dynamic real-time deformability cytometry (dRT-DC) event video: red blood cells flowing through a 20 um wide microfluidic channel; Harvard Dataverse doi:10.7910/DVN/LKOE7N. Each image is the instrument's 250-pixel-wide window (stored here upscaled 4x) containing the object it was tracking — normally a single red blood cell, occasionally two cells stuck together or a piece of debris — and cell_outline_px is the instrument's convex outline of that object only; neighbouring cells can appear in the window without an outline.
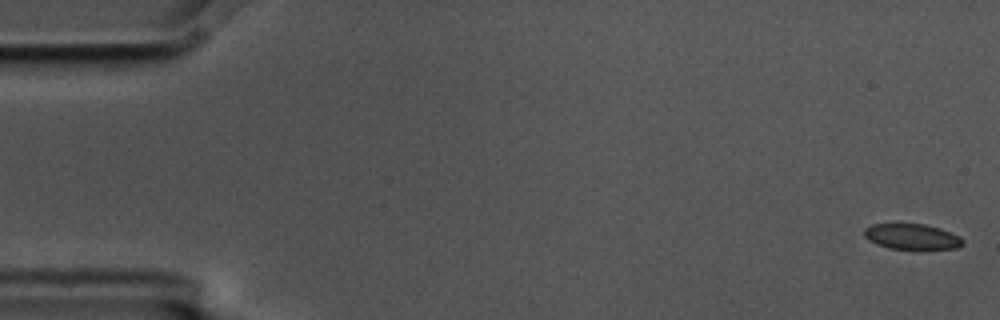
{"species": "common noctule bat (a hibernating species)", "species_latin": "Nyctalus noctula", "temperature_condition": "cold", "stored_images_in_passage": 8, "camera_frame_rate_fps": 3000, "um_per_image_px": 0.085, "animal": {"sex": "male", "body_mass_g": 17.5, "forearm_length_mm": 52.3}, "frame": {"image": 1, "passage_image": 1, "time_ms": 0.0, "image_size_px": [1000, 320], "cell_outline_px": [[964, 244], [956, 248], [920, 252], [888, 248], [876, 244], [868, 240], [864, 236], [864, 228], [872, 224], [924, 224], [940, 228], [960, 236], [964, 240]], "centroid_in_image_um": [77.55, 20.17], "position_along_channel_um": 7.5, "area_um2": 15.49}}
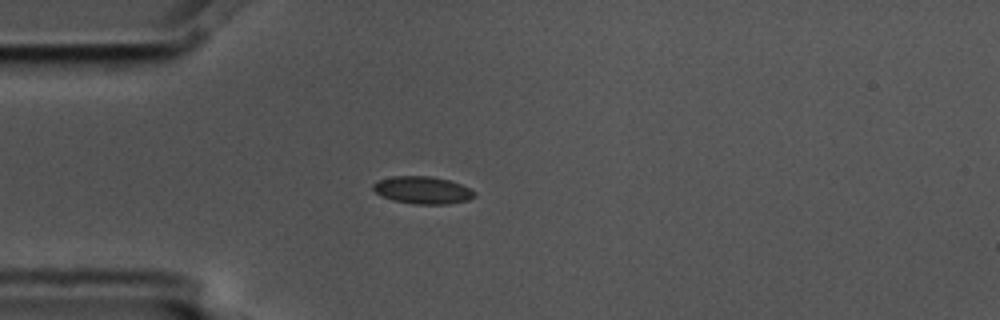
{"frame": {"image": 2, "passage_image": 5, "time_ms": 1.333, "image_size_px": [1000, 320], "cell_outline_px": [[476, 196], [468, 200], [448, 204], [416, 204], [392, 200], [376, 192], [372, 188], [372, 184], [380, 180], [392, 176], [432, 176], [448, 180], [460, 184], [476, 192]], "centroid_in_image_um": [35.94, 16.16], "position_along_channel_um": 49.1, "area_um2": 16.07}}